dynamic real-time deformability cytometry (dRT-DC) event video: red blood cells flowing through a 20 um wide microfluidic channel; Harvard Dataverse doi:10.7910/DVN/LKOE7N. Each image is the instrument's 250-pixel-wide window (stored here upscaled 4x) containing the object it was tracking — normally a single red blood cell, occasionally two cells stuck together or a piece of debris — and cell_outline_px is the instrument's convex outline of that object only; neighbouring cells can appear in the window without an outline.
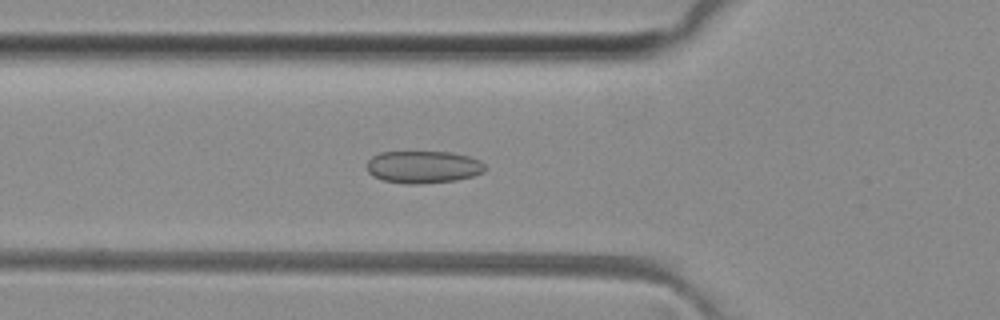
{"species": "common noctule bat (a hibernating species)", "species_latin": "Nyctalus noctula", "temperature_condition": "room temperature", "stored_images_in_passage": 49, "camera_frame_rate_fps": 3000, "um_per_image_px": 0.085, "animal": {"sex": "female", "body_mass_g": 29.2, "forearm_length_mm": 56.3}, "frame": {"image": 1, "passage_image": 16, "time_ms": 5.0, "image_size_px": [1000, 320], "cell_outline_px": [[488, 168], [484, 172], [472, 176], [456, 180], [420, 184], [404, 184], [384, 180], [372, 176], [368, 172], [368, 160], [372, 156], [380, 152], [452, 152], [468, 156], [480, 160]], "centroid_in_image_um": [35.99, 14.19], "position_along_channel_um": 89.8, "area_um2": 22.43}}
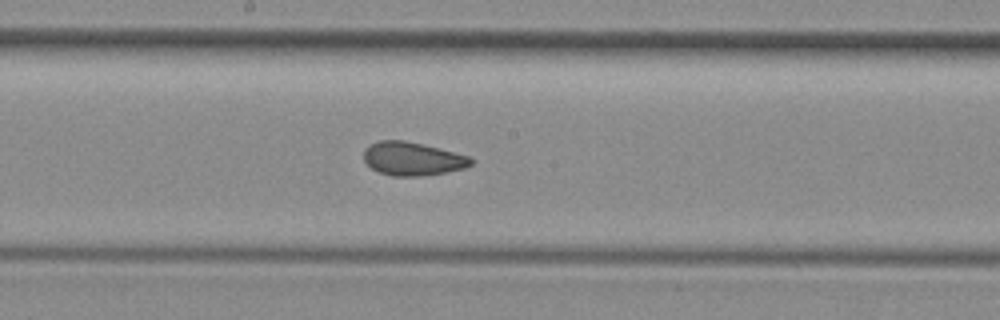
{"frame": {"image": 2, "passage_image": 25, "time_ms": 8.0, "image_size_px": [1000, 320], "cell_outline_px": [[472, 164], [464, 168], [444, 172], [420, 176], [392, 176], [380, 172], [372, 168], [364, 160], [364, 148], [380, 140], [404, 140], [468, 156], [472, 160]], "centroid_in_image_um": [35.02, 13.5], "position_along_channel_um": 213.2, "area_um2": 20.4}}
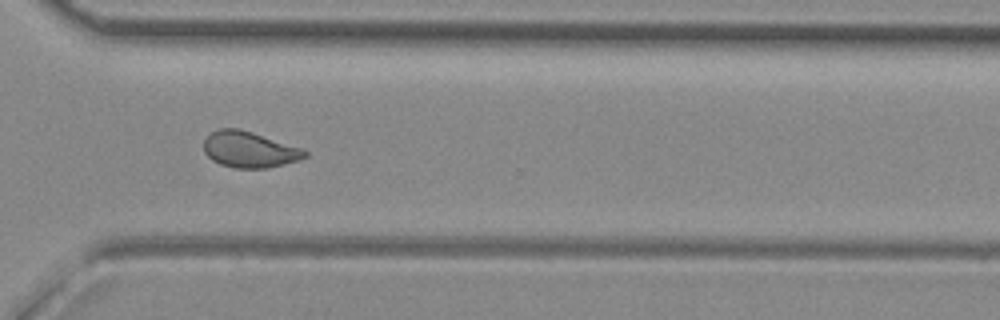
{"frame": {"image": 3, "passage_image": 35, "time_ms": 11.333, "image_size_px": [1000, 320], "cell_outline_px": [[308, 156], [300, 160], [268, 168], [236, 168], [220, 164], [212, 160], [204, 152], [204, 140], [212, 132], [220, 128], [240, 128], [304, 148], [308, 152]], "centroid_in_image_um": [21.24, 12.71], "position_along_channel_um": 349.4, "area_um2": 21.44}, "authors_computed_cell_mechanics": {"area_um2": 21.675, "velocity_mm_per_s": 4.0899, "shape_relaxation_time_tau1_ms": null, "shape_relaxation_time_tau2_ms": 1.7993, "deformation_change_tau1": null, "deformation_change_tau2": 0.065}}